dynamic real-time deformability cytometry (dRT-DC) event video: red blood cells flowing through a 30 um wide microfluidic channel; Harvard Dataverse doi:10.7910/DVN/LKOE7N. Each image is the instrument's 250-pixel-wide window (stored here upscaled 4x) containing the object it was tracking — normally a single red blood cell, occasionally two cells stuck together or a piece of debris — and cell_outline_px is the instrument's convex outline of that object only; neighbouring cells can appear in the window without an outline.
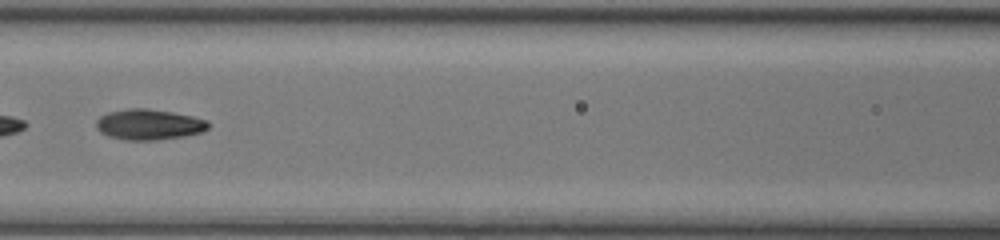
{"species": "common noctule bat (a hibernating species)", "species_latin": "Nyctalus noctula", "temperature_condition": "room temperature", "stored_images_in_passage": 46, "camera_frame_rate_fps": 3000, "um_per_image_px": 0.085, "animal": {"sex": "female", "body_mass_g": 17.0, "forearm_length_mm": 48.0}, "frame": {"image": 1, "passage_image": 21, "time_ms": 6.667, "image_size_px": [1000, 240], "cell_outline_px": [[212, 124], [204, 132], [184, 136], [156, 140], [124, 140], [108, 136], [100, 132], [96, 128], [96, 120], [100, 116], [108, 112], [128, 108], [148, 108], [172, 112], [192, 116], [208, 120]], "centroid_in_image_um": [12.68, 10.58], "position_along_channel_um": 153.9, "area_um2": 20.29}}
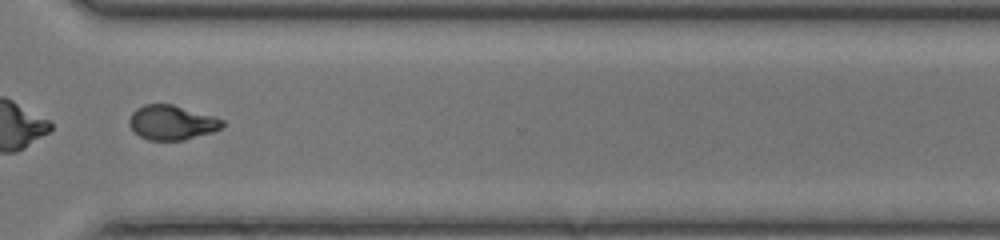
{"frame": {"image": 2, "passage_image": 35, "time_ms": 11.333, "image_size_px": [1000, 240], "cell_outline_px": [[224, 124], [220, 128], [212, 132], [184, 140], [148, 140], [140, 136], [128, 124], [128, 120], [132, 112], [136, 108], [144, 104], [172, 104], [212, 116], [224, 120]], "centroid_in_image_um": [14.57, 10.41], "position_along_channel_um": 356.0, "area_um2": 18.61}, "authors_computed_cell_mechanics": {"area_um2": 19.7098, "velocity_mm_per_s": 4.3403, "shape_relaxation_time_tau1_ms": 5.4861, "shape_relaxation_time_tau2_ms": 1.3849, "deformation_change_tau1": 0.2015, "deformation_change_tau2": 0.0664}}